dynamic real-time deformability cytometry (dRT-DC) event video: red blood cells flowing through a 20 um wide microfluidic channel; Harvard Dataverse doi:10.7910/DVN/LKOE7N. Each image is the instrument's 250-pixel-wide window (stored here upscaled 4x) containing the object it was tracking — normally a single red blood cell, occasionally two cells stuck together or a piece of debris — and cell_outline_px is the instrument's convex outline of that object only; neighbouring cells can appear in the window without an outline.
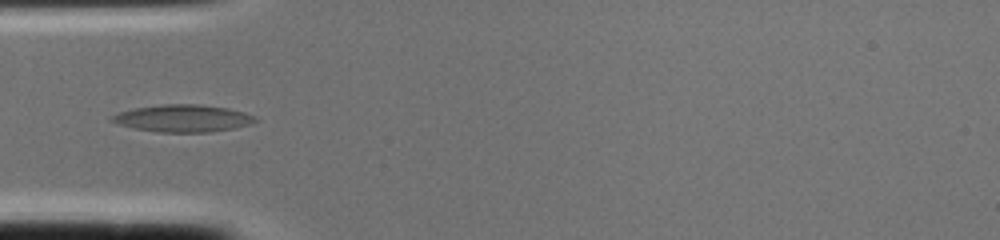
{"species": "common noctule bat (a hibernating species)", "species_latin": "Nyctalus noctula", "temperature_condition": "cold", "stored_images_in_passage": 2, "camera_frame_rate_fps": 3000, "um_per_image_px": 0.085, "animal": {"sex": "female", "body_mass_g": 22.0, "forearm_length_mm": 56.7}, "frame": {"image": 1, "passage_image": 2, "time_ms": 0.333, "image_size_px": [1000, 240], "cell_outline_px": [[256, 120], [252, 124], [236, 128], [212, 132], [156, 132], [116, 124], [108, 120], [108, 116], [120, 112], [136, 108], [160, 104], [200, 104], [228, 108], [244, 112], [256, 116]], "centroid_in_image_um": [15.54, 10.06], "position_along_channel_um": 69.5, "area_um2": 23.0}}